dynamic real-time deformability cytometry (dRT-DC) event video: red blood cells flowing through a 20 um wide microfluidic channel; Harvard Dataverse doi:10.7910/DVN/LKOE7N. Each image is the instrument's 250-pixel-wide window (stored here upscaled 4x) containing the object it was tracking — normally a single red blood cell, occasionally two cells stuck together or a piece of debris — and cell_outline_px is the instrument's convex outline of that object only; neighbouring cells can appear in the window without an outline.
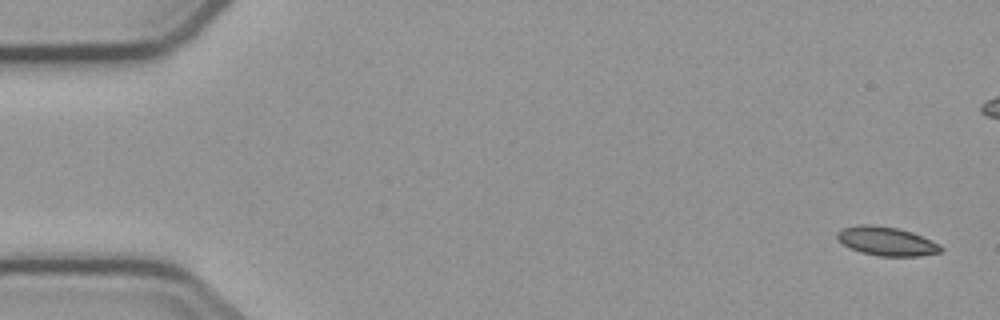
{"species": "common noctule bat (a hibernating species)", "species_latin": "Nyctalus noctula", "temperature_condition": "cold", "stored_images_in_passage": 5, "camera_frame_rate_fps": 3000, "um_per_image_px": 0.085, "animal": {"sex": "male", "body_mass_g": 23.1, "forearm_length_mm": 52.7}, "frame": {"image": 1, "passage_image": 1, "time_ms": 0.0, "image_size_px": [1000, 320], "cell_outline_px": [[944, 248], [940, 252], [920, 256], [880, 256], [860, 252], [844, 244], [836, 236], [836, 232], [844, 228], [864, 224], [868, 224], [896, 228], [912, 232], [932, 240], [940, 244]], "centroid_in_image_um": [75.4, 20.51], "position_along_channel_um": 9.6, "area_um2": 17.22}}